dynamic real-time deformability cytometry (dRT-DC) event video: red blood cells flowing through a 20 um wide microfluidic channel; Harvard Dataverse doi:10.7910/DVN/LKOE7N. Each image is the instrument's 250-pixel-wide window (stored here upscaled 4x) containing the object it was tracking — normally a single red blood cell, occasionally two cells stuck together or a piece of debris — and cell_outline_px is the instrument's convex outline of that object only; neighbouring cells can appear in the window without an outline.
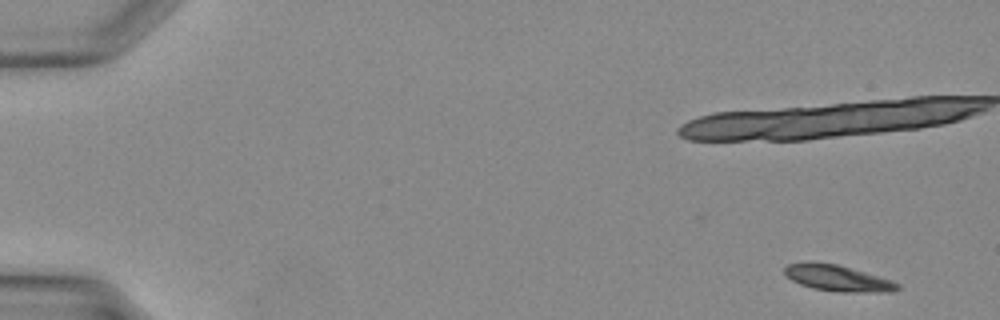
{"species": "Egyptian fruit bat (a non-hibernating species)", "species_latin": "Rousettus aegyptiacus", "temperature_condition": "warm", "stored_images_in_passage": 10, "camera_frame_rate_fps": 3000, "um_per_image_px": 0.085, "animal": {"sex": "female"}, "frame": {"image": 1, "passage_image": 1, "time_ms": 0.0, "image_size_px": [1000, 320], "cell_outline_px": [[900, 288], [892, 292], [840, 292], [812, 288], [800, 284], [784, 276], [784, 268], [788, 264], [836, 264], [876, 276], [900, 284]], "centroid_in_image_um": [71.2, 23.69], "position_along_channel_um": 13.8, "area_um2": 16.47}}